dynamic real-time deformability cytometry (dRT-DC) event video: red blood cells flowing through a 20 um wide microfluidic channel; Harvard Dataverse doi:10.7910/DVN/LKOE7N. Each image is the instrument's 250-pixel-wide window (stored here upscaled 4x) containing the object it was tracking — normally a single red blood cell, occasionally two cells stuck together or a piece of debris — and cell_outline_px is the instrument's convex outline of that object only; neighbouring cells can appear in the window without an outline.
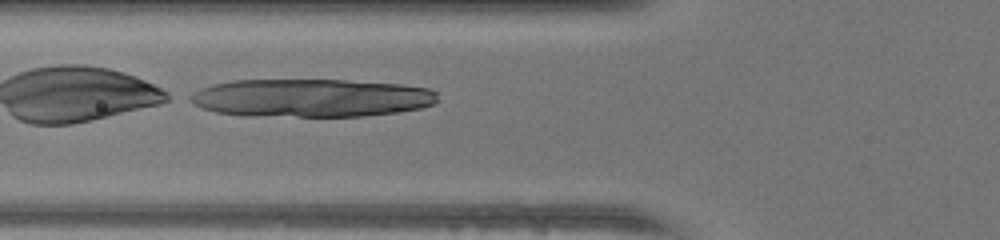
{"species": "human", "species_latin": "Homo sapiens", "temperature_condition": "warm", "stored_images_in_passage": 32, "camera_frame_rate_fps": 3000, "um_per_image_px": 0.085, "donor": {"sex": "female"}, "frame": {"image": 1, "passage_image": 12, "time_ms": 3.667, "image_size_px": [1000, 240], "cell_outline_px": [[436, 104], [420, 108], [364, 116], [248, 116], [216, 112], [204, 108], [188, 100], [184, 96], [200, 88], [212, 84], [232, 80], [344, 80], [400, 84], [428, 88], [436, 92]], "centroid_in_image_um": [26.38, 8.32], "position_along_channel_um": 99.4, "area_um2": 55.08}}
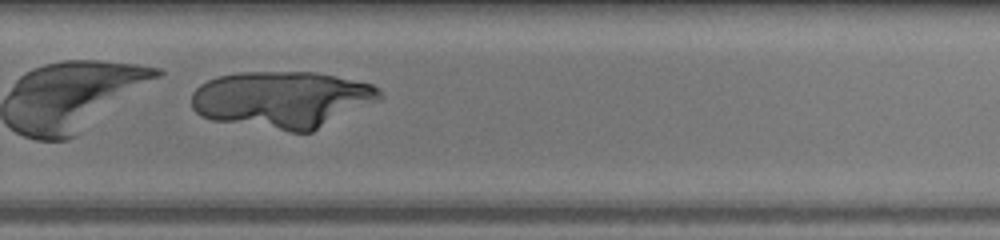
{"frame": {"image": 2, "passage_image": 27, "time_ms": 8.667, "image_size_px": [1000, 240], "cell_outline_px": [[384, 96], [380, 100], [312, 132], [288, 132], [212, 120], [200, 116], [192, 108], [192, 92], [200, 84], [216, 76], [240, 72], [316, 72], [372, 84], [380, 88]], "centroid_in_image_um": [23.98, 8.46], "position_along_channel_um": 305.8, "area_um2": 62.71}}